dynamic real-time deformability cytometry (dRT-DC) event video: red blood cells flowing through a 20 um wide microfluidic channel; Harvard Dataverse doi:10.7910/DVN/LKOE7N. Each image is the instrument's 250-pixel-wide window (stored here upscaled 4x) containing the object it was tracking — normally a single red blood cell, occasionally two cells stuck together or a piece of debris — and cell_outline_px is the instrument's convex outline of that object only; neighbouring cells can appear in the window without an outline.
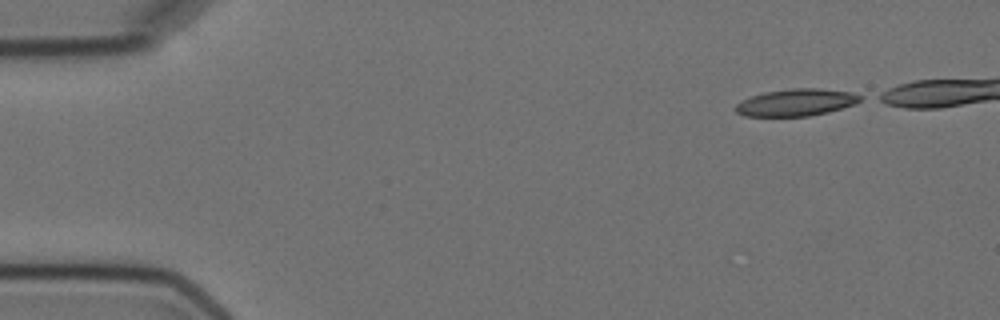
{"species": "Egyptian fruit bat (a non-hibernating species)", "species_latin": "Rousettus aegyptiacus", "temperature_condition": "cold", "stored_images_in_passage": 8, "camera_frame_rate_fps": 3000, "um_per_image_px": 0.085, "animal": {"sex": "female"}, "frame": {"image": 1, "passage_image": 1, "time_ms": 0.0, "image_size_px": [1000, 320], "cell_outline_px": [[864, 100], [856, 104], [828, 112], [808, 116], [744, 116], [736, 112], [732, 108], [740, 100], [764, 92], [792, 88], [820, 88], [852, 92], [864, 96]], "centroid_in_image_um": [67.7, 8.7], "position_along_channel_um": 17.3, "area_um2": 20.0}}
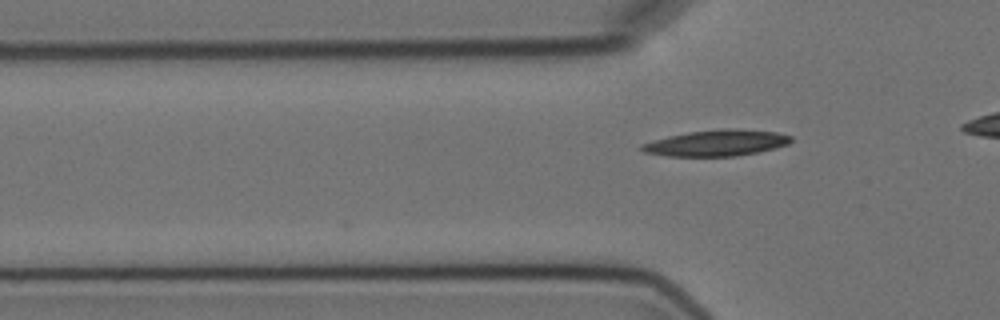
{"frame": {"image": 2, "passage_image": 6, "time_ms": 6.0, "image_size_px": [1000, 320], "cell_outline_px": [[792, 140], [788, 144], [776, 148], [736, 156], [668, 156], [644, 152], [640, 148], [640, 144], [652, 140], [668, 136], [688, 132], [724, 128], [736, 128], [776, 132], [792, 136]], "centroid_in_image_um": [60.9, 12.14], "position_along_channel_um": 64.9, "area_um2": 22.77}}